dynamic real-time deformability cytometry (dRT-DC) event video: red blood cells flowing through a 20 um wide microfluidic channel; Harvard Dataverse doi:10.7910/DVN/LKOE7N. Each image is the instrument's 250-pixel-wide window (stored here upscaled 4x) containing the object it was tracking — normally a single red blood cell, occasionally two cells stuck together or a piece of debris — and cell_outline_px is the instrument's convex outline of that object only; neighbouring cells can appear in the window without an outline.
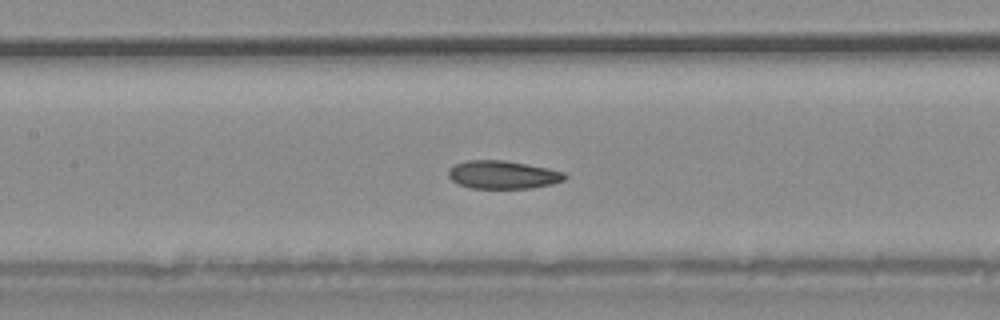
{"species": "common noctule bat (a hibernating species)", "species_latin": "Nyctalus noctula", "temperature_condition": "warm", "stored_images_in_passage": 39, "camera_frame_rate_fps": 3000, "um_per_image_px": 0.085, "animal": {"sex": "male", "body_mass_g": 20.4}, "frame": {"image": 1, "passage_image": 17, "time_ms": 5.333, "image_size_px": [1000, 320], "cell_outline_px": [[568, 176], [564, 180], [552, 184], [532, 188], [472, 188], [460, 184], [452, 180], [448, 176], [448, 168], [456, 164], [468, 160], [504, 160], [548, 168], [564, 172]], "centroid_in_image_um": [42.75, 14.85], "position_along_channel_um": 164.6, "area_um2": 19.02}}